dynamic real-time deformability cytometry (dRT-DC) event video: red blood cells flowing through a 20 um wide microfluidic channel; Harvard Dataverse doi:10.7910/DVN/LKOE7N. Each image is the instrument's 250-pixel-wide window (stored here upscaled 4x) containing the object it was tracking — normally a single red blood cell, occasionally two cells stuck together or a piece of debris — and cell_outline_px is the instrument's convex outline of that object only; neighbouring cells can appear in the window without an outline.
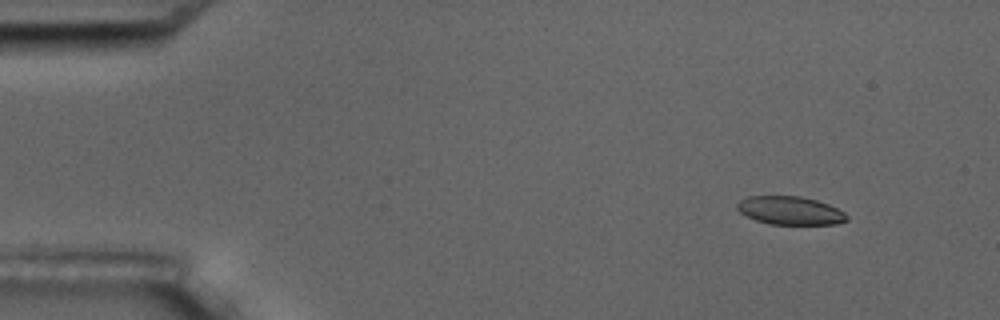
{"species": "common noctule bat (a hibernating species)", "species_latin": "Nyctalus noctula", "temperature_condition": "room temperature", "stored_images_in_passage": 15, "camera_frame_rate_fps": 3000, "um_per_image_px": 0.085, "animal": {"sex": "male", "body_mass_g": 17.5, "forearm_length_mm": 52.3}, "frame": {"image": 1, "passage_image": 1, "time_ms": 0.0, "image_size_px": [1000, 320], "cell_outline_px": [[848, 220], [840, 224], [768, 224], [756, 220], [740, 212], [736, 208], [736, 204], [740, 200], [748, 196], [800, 196], [816, 200], [828, 204], [844, 212], [848, 216]], "centroid_in_image_um": [67.17, 17.9], "position_along_channel_um": 17.8, "area_um2": 18.09}}
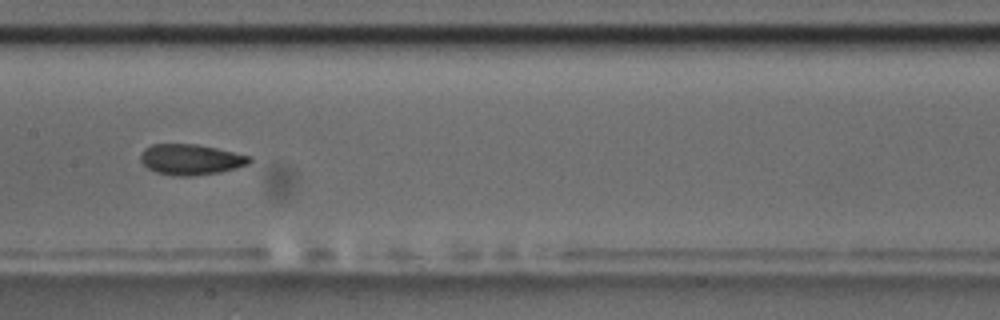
{"frame": {"image": 2, "passage_image": 7, "time_ms": 7.667, "image_size_px": [1000, 320], "cell_outline_px": [[252, 160], [248, 164], [236, 168], [220, 172], [192, 176], [172, 176], [156, 172], [148, 168], [140, 160], [140, 156], [144, 148], [152, 144], [196, 144], [216, 148], [252, 156]], "centroid_in_image_um": [16.22, 13.56], "position_along_channel_um": 191.2, "area_um2": 19.54}}
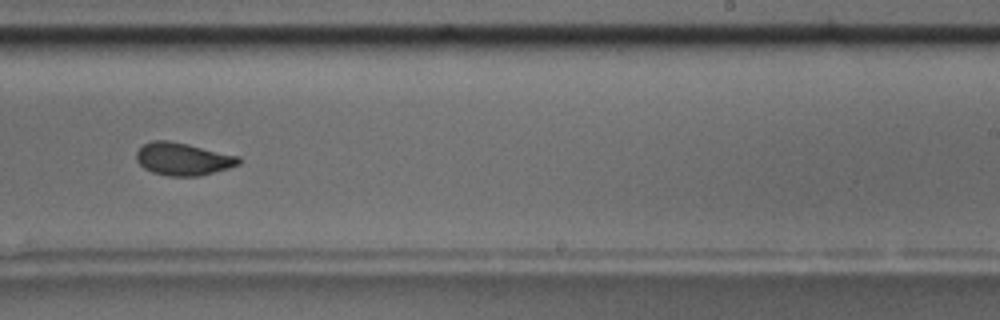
{"frame": {"image": 3, "passage_image": 9, "time_ms": 10.0, "image_size_px": [1000, 320], "cell_outline_px": [[240, 164], [228, 168], [200, 176], [168, 176], [152, 172], [144, 168], [136, 160], [136, 152], [144, 144], [152, 140], [168, 140], [188, 144], [240, 156]], "centroid_in_image_um": [15.55, 13.51], "position_along_channel_um": 273.4, "area_um2": 19.48}, "authors_computed_cell_mechanics": {"area_um2": 19.8254, "velocity_mm_per_s": 3.5413, "shape_relaxation_time_tau1_ms": 3.2651, "shape_relaxation_time_tau2_ms": 1.9315, "deformation_change_tau1": 0.0966, "deformation_change_tau2": 0.0646}}